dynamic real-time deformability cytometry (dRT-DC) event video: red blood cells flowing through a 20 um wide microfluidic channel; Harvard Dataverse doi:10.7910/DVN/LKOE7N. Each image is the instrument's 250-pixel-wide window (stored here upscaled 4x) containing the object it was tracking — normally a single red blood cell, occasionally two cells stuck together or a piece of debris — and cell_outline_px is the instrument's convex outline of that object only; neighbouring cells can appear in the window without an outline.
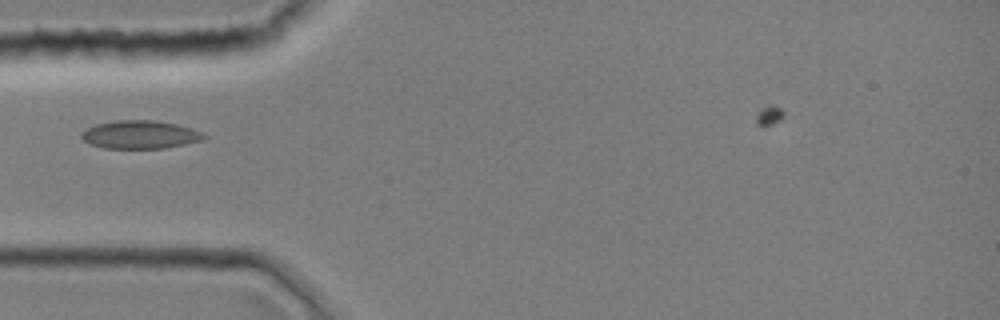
{"species": "common noctule bat (a hibernating species)", "species_latin": "Nyctalus noctula", "temperature_condition": "room temperature", "stored_images_in_passage": 37, "camera_frame_rate_fps": 3000, "um_per_image_px": 0.085, "animal": {"sex": "female", "body_mass_g": 19.0, "forearm_length_mm": 51.5}, "frame": {"image": 1, "passage_image": 6, "time_ms": 1.667, "image_size_px": [1000, 320], "cell_outline_px": [[208, 136], [200, 140], [184, 144], [164, 148], [104, 148], [88, 144], [80, 136], [80, 132], [96, 124], [116, 120], [156, 120], [176, 124], [192, 128], [204, 132]], "centroid_in_image_um": [11.9, 11.43], "position_along_channel_um": 73.1, "area_um2": 20.17}}
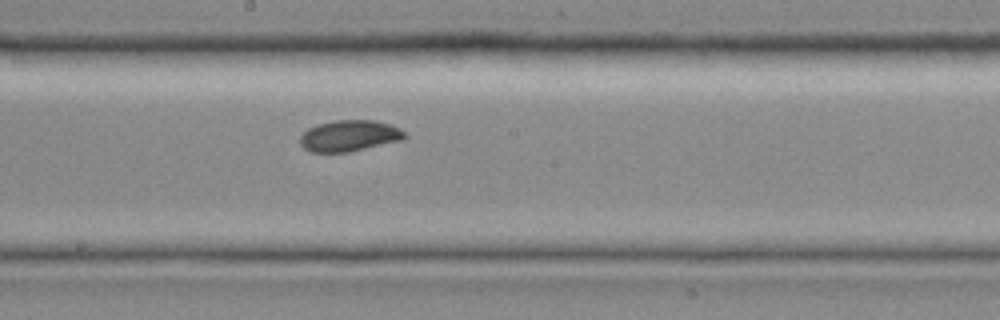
{"frame": {"image": 2, "passage_image": 16, "time_ms": 5.0, "image_size_px": [1000, 320], "cell_outline_px": [[408, 136], [404, 140], [348, 152], [312, 152], [304, 148], [300, 144], [300, 136], [308, 128], [316, 124], [332, 120], [376, 120], [392, 124], [400, 128]], "centroid_in_image_um": [29.73, 11.53], "position_along_channel_um": 218.5, "area_um2": 19.31}}
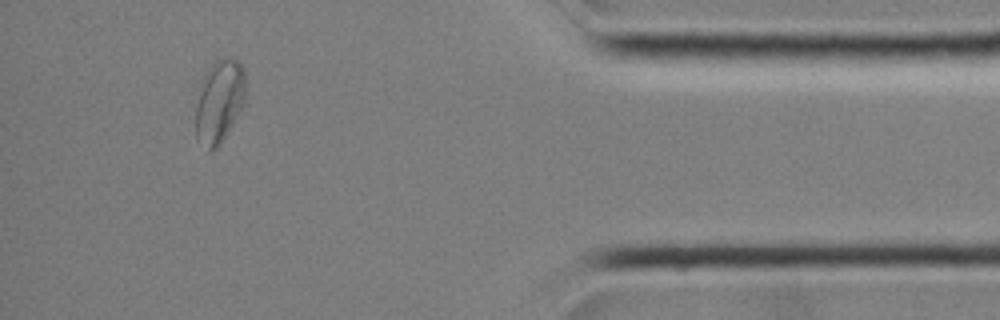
{"frame": {"image": 3, "passage_image": 32, "time_ms": 10.333, "image_size_px": [1000, 320], "cell_outline_px": [[244, 104], [228, 132], [220, 144], [212, 152], [208, 152], [196, 140], [196, 88], [204, 72], [216, 60], [228, 56], [236, 60], [244, 68]], "centroid_in_image_um": [18.59, 8.62], "position_along_channel_um": 416.6, "area_um2": 24.8}}